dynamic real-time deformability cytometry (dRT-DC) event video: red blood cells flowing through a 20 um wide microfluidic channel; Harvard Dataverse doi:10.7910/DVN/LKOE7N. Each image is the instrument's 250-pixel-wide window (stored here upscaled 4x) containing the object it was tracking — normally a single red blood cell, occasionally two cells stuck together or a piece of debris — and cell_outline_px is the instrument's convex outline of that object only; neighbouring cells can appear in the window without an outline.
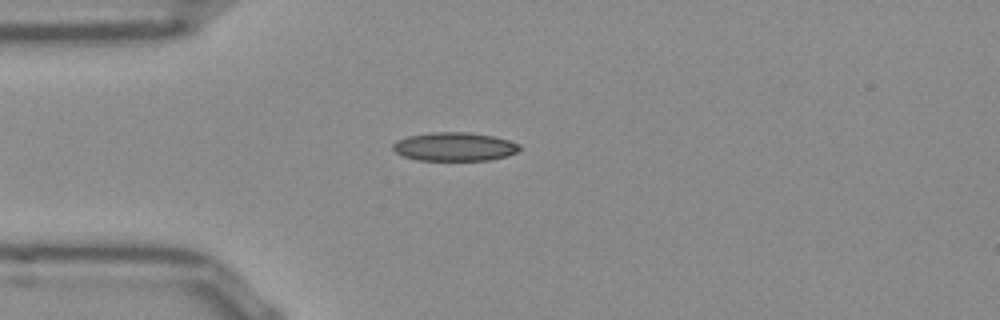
{"species": "Egyptian fruit bat (a non-hibernating species)", "species_latin": "Rousettus aegyptiacus", "temperature_condition": "room temperature", "stored_images_in_passage": 32, "camera_frame_rate_fps": 3000, "um_per_image_px": 0.085, "frame": {"image": 1, "passage_image": 1, "time_ms": 0.0, "image_size_px": [1000, 320], "cell_outline_px": [[520, 148], [516, 152], [508, 156], [488, 160], [416, 160], [404, 156], [396, 152], [392, 148], [392, 144], [396, 140], [408, 136], [432, 132], [468, 132], [492, 136], [508, 140], [520, 144]], "centroid_in_image_um": [38.61, 12.47], "position_along_channel_um": 46.4, "area_um2": 21.1}}
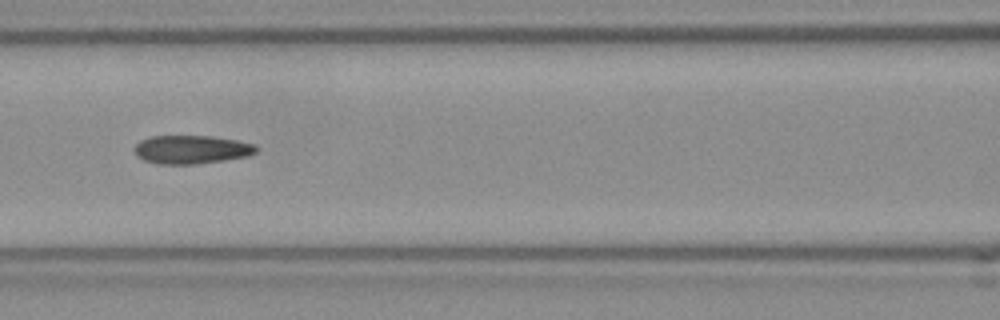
{"frame": {"image": 2, "passage_image": 10, "time_ms": 3.0, "image_size_px": [1000, 320], "cell_outline_px": [[256, 152], [248, 156], [200, 164], [156, 164], [144, 160], [136, 156], [132, 148], [140, 140], [152, 136], [212, 136], [236, 140], [256, 144]], "centroid_in_image_um": [16.24, 12.71], "position_along_channel_um": 150.4, "area_um2": 20.4}}
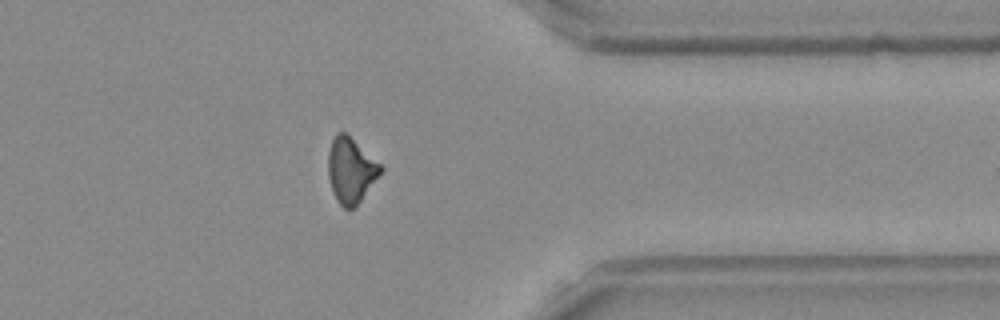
{"frame": {"image": 3, "passage_image": 29, "time_ms": 9.333, "image_size_px": [1000, 320], "cell_outline_px": [[384, 168], [360, 200], [352, 208], [344, 208], [336, 200], [328, 176], [328, 152], [332, 140], [336, 132], [344, 132], [380, 164]], "centroid_in_image_um": [29.79, 14.46], "position_along_channel_um": 381.6, "area_um2": 19.31}, "authors_computed_cell_mechanics": {"area_um2": 20.2589, "velocity_mm_per_s": 3.86, "shape_relaxation_time_tau1_ms": null, "shape_relaxation_time_tau2_ms": 3.1957, "deformation_change_tau1": null, "deformation_change_tau2": 0.106}}